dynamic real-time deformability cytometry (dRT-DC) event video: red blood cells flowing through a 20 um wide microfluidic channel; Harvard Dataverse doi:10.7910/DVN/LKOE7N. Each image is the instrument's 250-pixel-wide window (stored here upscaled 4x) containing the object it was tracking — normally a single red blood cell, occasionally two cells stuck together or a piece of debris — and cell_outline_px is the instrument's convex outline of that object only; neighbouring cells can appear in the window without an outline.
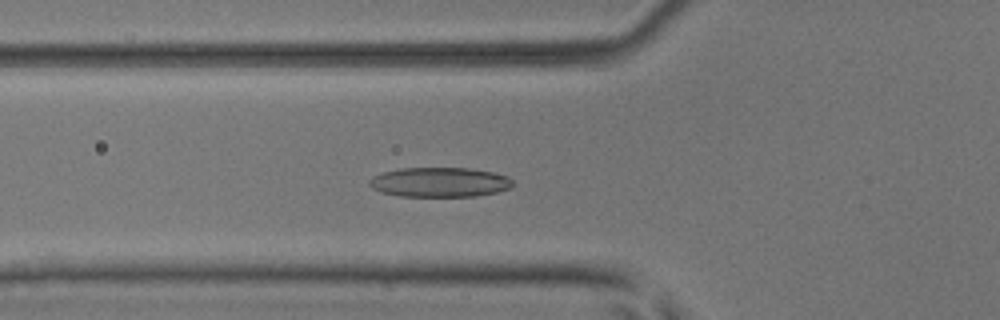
{"species": "common noctule bat (a hibernating species)", "species_latin": "Nyctalus noctula", "temperature_condition": "room temperature", "stored_images_in_passage": 54, "camera_frame_rate_fps": 3000, "um_per_image_px": 0.085, "animal": {"sex": "male", "body_mass_g": 17.9, "forearm_length_mm": 54.2}, "frame": {"image": 1, "passage_image": 20, "time_ms": 6.333, "image_size_px": [1000, 320], "cell_outline_px": [[512, 188], [496, 192], [476, 196], [400, 196], [380, 192], [372, 188], [368, 184], [368, 180], [372, 176], [384, 172], [400, 168], [468, 168], [496, 172], [508, 176], [512, 180]], "centroid_in_image_um": [37.37, 15.48], "position_along_channel_um": 88.4, "area_um2": 24.97}}
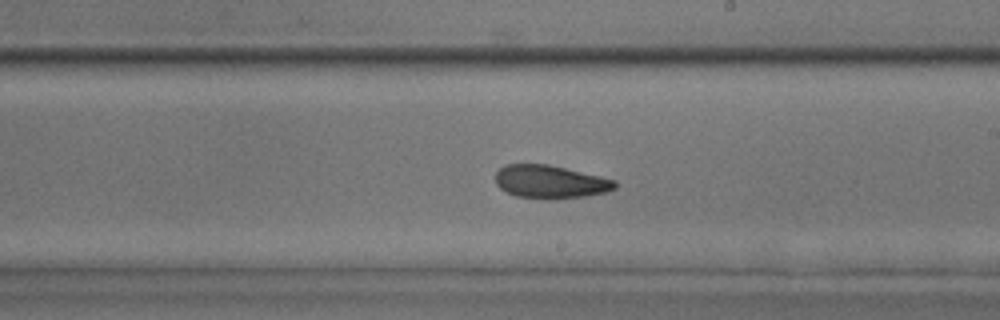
{"frame": {"image": 2, "passage_image": 32, "time_ms": 10.333, "image_size_px": [1000, 320], "cell_outline_px": [[616, 188], [608, 192], [584, 196], [552, 200], [516, 196], [500, 188], [496, 184], [496, 172], [504, 164], [548, 164], [600, 176], [616, 180]], "centroid_in_image_um": [46.78, 15.46], "position_along_channel_um": 242.2, "area_um2": 23.18}}
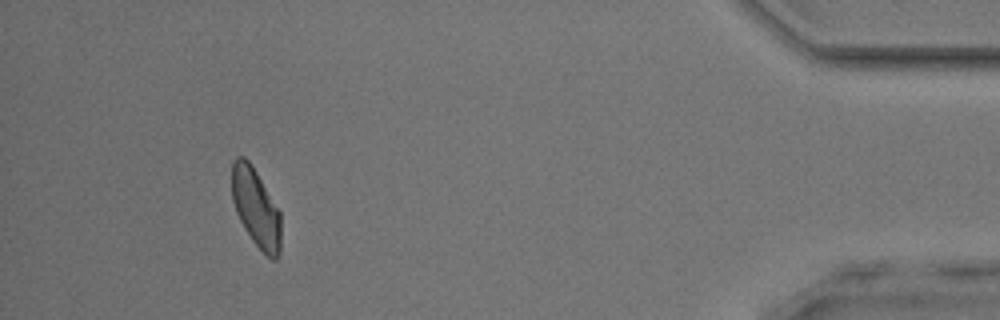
{"frame": {"image": 3, "passage_image": 50, "time_ms": 16.333, "image_size_px": [1000, 320], "cell_outline_px": [[280, 256], [276, 260], [272, 260], [252, 240], [244, 228], [236, 212], [232, 200], [232, 164], [236, 156], [244, 156], [248, 160], [256, 172], [280, 212]], "centroid_in_image_um": [21.74, 17.67], "position_along_channel_um": 413.5, "area_um2": 22.2}, "authors_computed_cell_mechanics": {"area_um2": 23.6113, "velocity_mm_per_s": 3.86, "shape_relaxation_time_tau1_ms": 6.0362, "shape_relaxation_time_tau2_ms": 3.2517, "deformation_change_tau1": 0.16, "deformation_change_tau2": 0.0937}}